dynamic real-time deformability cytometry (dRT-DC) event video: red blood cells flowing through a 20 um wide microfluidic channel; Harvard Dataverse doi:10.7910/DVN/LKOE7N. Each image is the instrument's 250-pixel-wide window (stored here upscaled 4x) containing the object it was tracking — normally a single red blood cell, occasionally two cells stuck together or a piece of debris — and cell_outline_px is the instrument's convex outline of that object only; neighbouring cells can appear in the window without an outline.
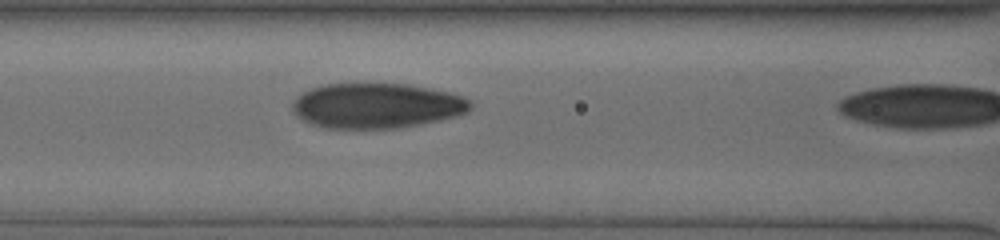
{"species": "human", "species_latin": "Homo sapiens", "temperature_condition": "cold", "stored_images_in_passage": 25, "camera_frame_rate_fps": 3000, "um_per_image_px": 0.085, "donor": {"sex": "male"}, "frame": {"image": 1, "passage_image": 24, "time_ms": 7.667, "image_size_px": [1000, 240], "cell_outline_px": [[472, 108], [468, 112], [456, 116], [440, 120], [420, 124], [396, 128], [324, 128], [312, 124], [304, 120], [292, 108], [292, 104], [296, 96], [312, 88], [324, 84], [408, 84], [448, 92], [472, 100]], "centroid_in_image_um": [32.04, 8.98], "position_along_channel_um": 134.6, "area_um2": 46.59}}